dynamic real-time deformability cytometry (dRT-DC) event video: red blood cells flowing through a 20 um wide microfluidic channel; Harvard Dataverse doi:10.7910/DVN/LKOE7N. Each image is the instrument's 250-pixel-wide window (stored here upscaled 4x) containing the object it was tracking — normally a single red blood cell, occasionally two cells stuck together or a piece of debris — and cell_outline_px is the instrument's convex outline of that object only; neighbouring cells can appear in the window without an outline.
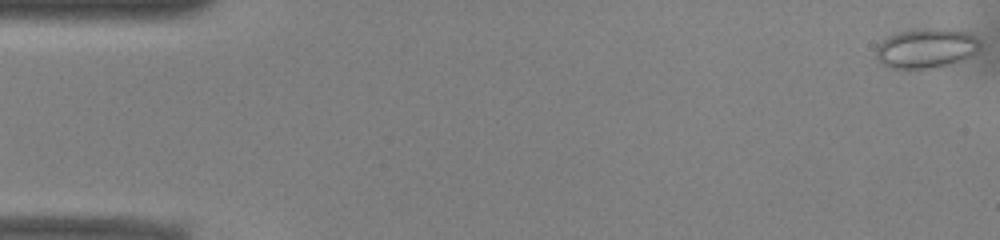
{"species": "common noctule bat (a hibernating species)", "species_latin": "Nyctalus noctula", "temperature_condition": "warm", "stored_images_in_passage": 52, "camera_frame_rate_fps": 3000, "um_per_image_px": 0.085, "animal": {"sex": "male", "body_mass_g": 13.0, "forearm_length_mm": 53.1}, "frame": {"image": 1, "passage_image": 1, "time_ms": 0.0, "image_size_px": [1000, 240], "cell_outline_px": [[980, 48], [976, 52], [964, 60], [932, 68], [892, 68], [876, 60], [876, 44], [888, 36], [900, 32], [920, 28], [948, 28], [968, 32], [976, 36], [980, 40]], "centroid_in_image_um": [78.74, 4.08], "position_along_channel_um": 6.3, "area_um2": 24.33}}
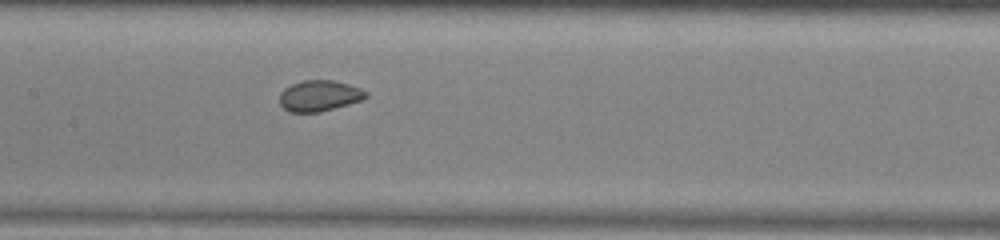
{"frame": {"image": 2, "passage_image": 25, "time_ms": 8.0, "image_size_px": [1000, 240], "cell_outline_px": [[368, 96], [360, 100], [348, 104], [320, 112], [288, 112], [280, 104], [280, 92], [284, 88], [292, 84], [304, 80], [332, 80], [348, 84], [360, 88], [368, 92]], "centroid_in_image_um": [27.13, 8.14], "position_along_channel_um": 180.3, "area_um2": 15.49}}
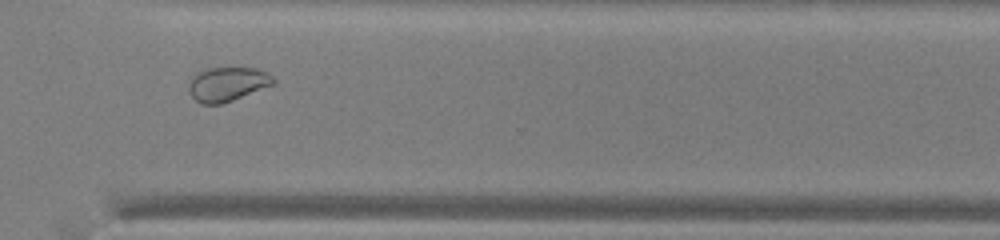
{"frame": {"image": 3, "passage_image": 38, "time_ms": 12.333, "image_size_px": [1000, 240], "cell_outline_px": [[276, 84], [232, 100], [220, 104], [200, 104], [188, 92], [188, 84], [196, 72], [208, 68], [256, 68], [268, 72], [276, 80]], "centroid_in_image_um": [19.34, 7.14], "position_along_channel_um": 351.3, "area_um2": 16.99}, "authors_computed_cell_mechanics": {"area_um2": 18.6694, "velocity_mm_per_s": 3.939, "shape_relaxation_time_tau1_ms": null, "shape_relaxation_time_tau2_ms": 1.1361, "deformation_change_tau1": null, "deformation_change_tau2": 0.0513}}